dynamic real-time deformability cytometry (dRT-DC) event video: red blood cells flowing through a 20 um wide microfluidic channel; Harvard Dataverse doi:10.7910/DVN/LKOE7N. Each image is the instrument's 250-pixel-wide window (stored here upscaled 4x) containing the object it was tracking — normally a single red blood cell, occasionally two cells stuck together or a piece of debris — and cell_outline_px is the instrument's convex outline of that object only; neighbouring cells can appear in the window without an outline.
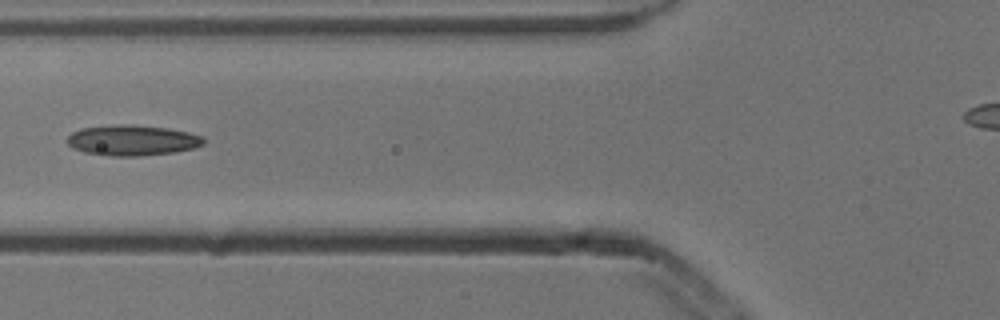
{"species": "common noctule bat (a hibernating species)", "species_latin": "Nyctalus noctula", "temperature_condition": "cold", "stored_images_in_passage": 5, "camera_frame_rate_fps": 3000, "um_per_image_px": 0.085, "animal": {"sex": "male", "body_mass_g": 13.3}, "frame": {"image": 1, "passage_image": 5, "time_ms": 1.333, "image_size_px": [1000, 320], "cell_outline_px": [[204, 144], [196, 148], [176, 152], [140, 156], [112, 156], [84, 152], [72, 148], [68, 144], [68, 136], [72, 132], [80, 128], [120, 124], [128, 124], [168, 128], [188, 132], [204, 136]], "centroid_in_image_um": [11.27, 11.93], "position_along_channel_um": 114.5, "area_um2": 24.45}}